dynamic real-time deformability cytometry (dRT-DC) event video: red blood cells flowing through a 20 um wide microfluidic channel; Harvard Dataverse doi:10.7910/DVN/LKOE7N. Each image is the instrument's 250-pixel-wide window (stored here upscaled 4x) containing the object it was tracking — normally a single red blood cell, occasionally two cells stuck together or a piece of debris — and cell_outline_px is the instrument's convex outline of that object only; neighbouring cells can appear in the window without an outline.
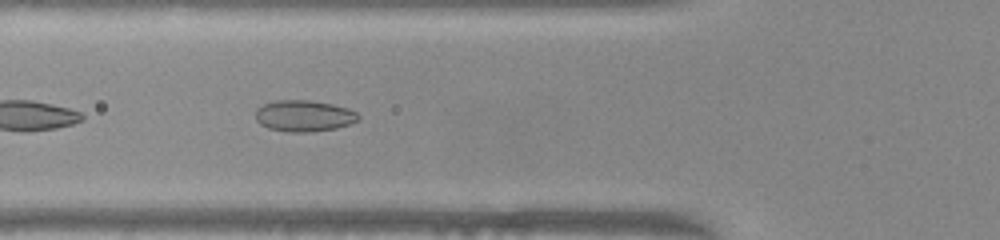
{"species": "common noctule bat (a hibernating species)", "species_latin": "Nyctalus noctula", "temperature_condition": "warm", "stored_images_in_passage": 35, "camera_frame_rate_fps": 3000, "um_per_image_px": 0.085, "animal": {"sex": "female", "body_mass_g": 22.0, "forearm_length_mm": 56.7}, "frame": {"image": 1, "passage_image": 7, "time_ms": 2.0, "image_size_px": [1000, 240], "cell_outline_px": [[360, 120], [336, 128], [312, 132], [288, 132], [268, 128], [260, 124], [256, 120], [256, 108], [264, 104], [276, 100], [312, 100], [332, 104], [348, 108], [356, 112], [360, 116]], "centroid_in_image_um": [25.84, 9.85], "position_along_channel_um": 100.0, "area_um2": 18.9}}
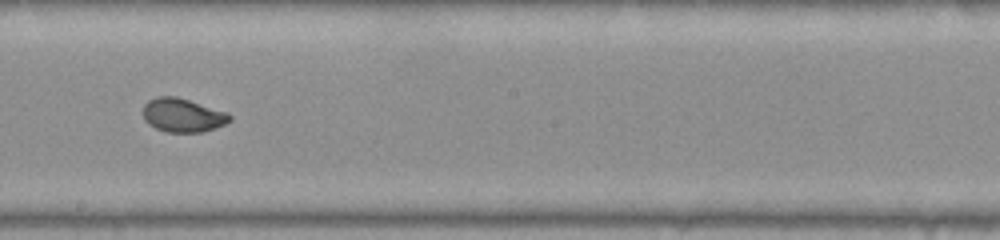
{"frame": {"image": 2, "passage_image": 17, "time_ms": 5.333, "image_size_px": [1000, 240], "cell_outline_px": [[232, 120], [224, 124], [204, 132], [164, 132], [148, 124], [144, 120], [144, 104], [148, 100], [156, 96], [176, 96], [228, 112], [232, 116]], "centroid_in_image_um": [15.53, 9.79], "position_along_channel_um": 232.7, "area_um2": 17.17}}
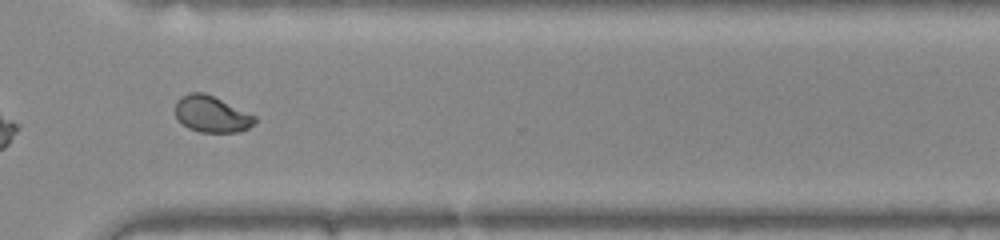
{"frame": {"image": 3, "passage_image": 26, "time_ms": 8.333, "image_size_px": [1000, 240], "cell_outline_px": [[256, 120], [248, 128], [240, 132], [200, 132], [188, 128], [176, 116], [176, 100], [180, 96], [192, 92], [204, 92], [256, 116]], "centroid_in_image_um": [17.97, 9.7], "position_along_channel_um": 352.6, "area_um2": 16.65}, "authors_computed_cell_mechanics": {"area_um2": 17.1666, "velocity_mm_per_s": 3.985, "shape_relaxation_time_tau1_ms": 10.1429, "shape_relaxation_time_tau2_ms": null, "deformation_change_tau1": 0.2022, "deformation_change_tau2": null}}